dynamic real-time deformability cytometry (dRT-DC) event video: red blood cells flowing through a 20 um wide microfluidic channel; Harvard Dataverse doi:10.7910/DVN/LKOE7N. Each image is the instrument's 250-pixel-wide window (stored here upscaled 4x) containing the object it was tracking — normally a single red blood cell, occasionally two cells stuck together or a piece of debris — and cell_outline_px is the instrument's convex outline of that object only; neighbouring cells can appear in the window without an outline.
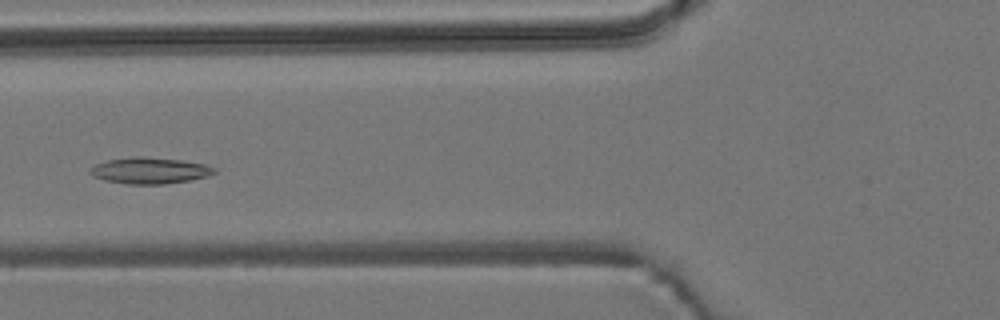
{"species": "common noctule bat (a hibernating species)", "species_latin": "Nyctalus noctula", "temperature_condition": "room temperature", "stored_images_in_passage": 45, "camera_frame_rate_fps": 3000, "um_per_image_px": 0.085, "animal": {"sex": "male", "body_mass_g": 19.2, "forearm_length_mm": 51.8}, "frame": {"image": 1, "passage_image": 12, "time_ms": 3.667, "image_size_px": [1000, 320], "cell_outline_px": [[216, 172], [208, 176], [192, 180], [164, 184], [128, 184], [104, 180], [92, 176], [88, 172], [88, 168], [96, 164], [108, 160], [132, 156], [140, 156], [180, 160], [204, 164], [216, 168]], "centroid_in_image_um": [12.7, 14.5], "position_along_channel_um": 113.1, "area_um2": 19.13}}
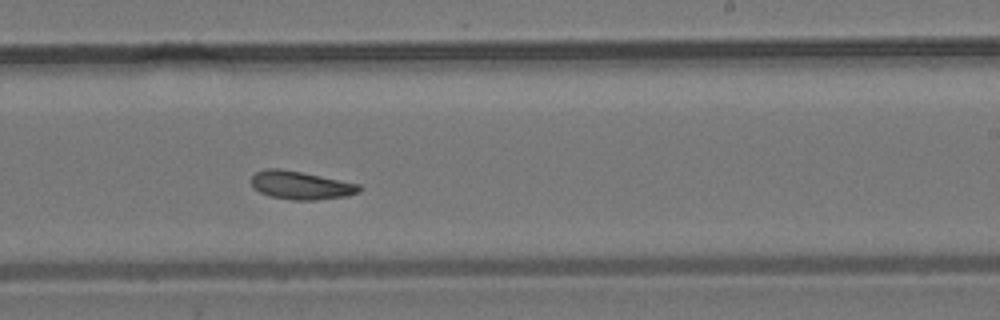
{"frame": {"image": 2, "passage_image": 24, "time_ms": 7.667, "image_size_px": [1000, 320], "cell_outline_px": [[360, 192], [348, 196], [316, 200], [292, 200], [268, 196], [252, 188], [252, 176], [256, 172], [268, 168], [280, 168], [360, 184]], "centroid_in_image_um": [25.56, 15.76], "position_along_channel_um": 263.4, "area_um2": 17.74}}
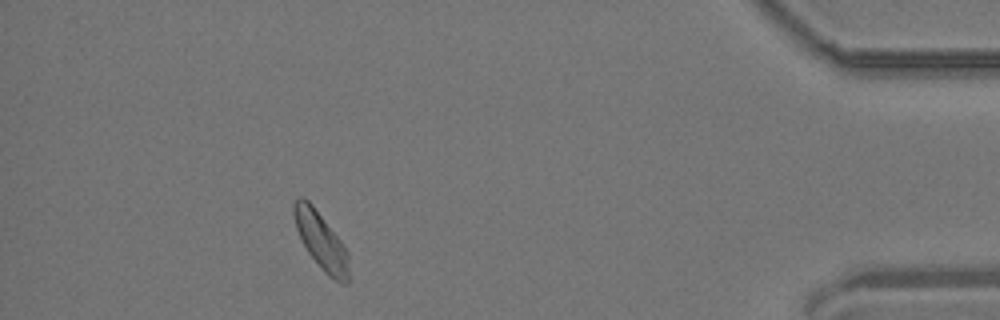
{"frame": {"image": 3, "passage_image": 40, "time_ms": 13.0, "image_size_px": [1000, 320], "cell_outline_px": [[348, 284], [344, 284], [328, 276], [324, 272], [308, 252], [296, 228], [292, 212], [292, 204], [300, 196], [304, 196], [312, 204], [340, 240], [348, 252]], "centroid_in_image_um": [27.27, 20.45], "position_along_channel_um": 407.9, "area_um2": 18.03}, "authors_computed_cell_mechanics": {"area_um2": 17.918, "velocity_mm_per_s": 3.7661, "shape_relaxation_time_tau1_ms": 10.5727, "shape_relaxation_time_tau2_ms": 4.6301, "deformation_change_tau1": 0.188, "deformation_change_tau2": 0.1086}}